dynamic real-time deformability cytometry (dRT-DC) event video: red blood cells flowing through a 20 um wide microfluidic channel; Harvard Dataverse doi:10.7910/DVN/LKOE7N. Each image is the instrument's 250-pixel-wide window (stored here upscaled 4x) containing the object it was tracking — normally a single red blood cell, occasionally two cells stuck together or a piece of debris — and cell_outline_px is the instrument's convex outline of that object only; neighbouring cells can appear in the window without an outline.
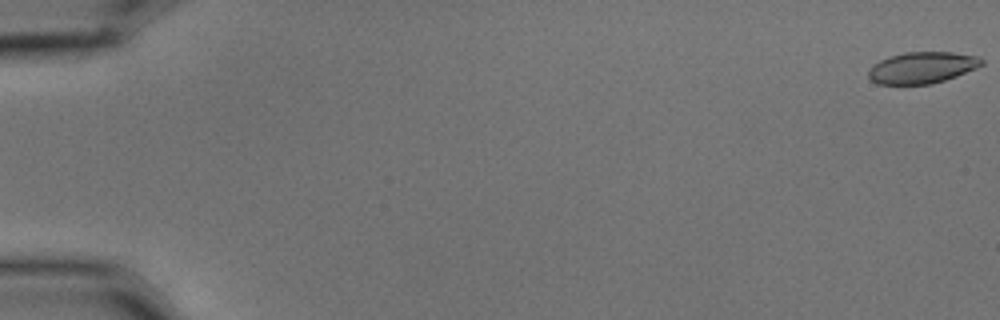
{"species": "common noctule bat (a hibernating species)", "species_latin": "Nyctalus noctula", "temperature_condition": "cold", "stored_images_in_passage": 6, "camera_frame_rate_fps": 3000, "um_per_image_px": 0.085, "animal": {"sex": "male", "body_mass_g": 15.6}, "frame": {"image": 1, "passage_image": 1, "time_ms": 0.0, "image_size_px": [1000, 320], "cell_outline_px": [[984, 64], [976, 68], [956, 76], [932, 84], [876, 84], [868, 76], [868, 68], [872, 64], [888, 56], [904, 52], [952, 52], [980, 56], [984, 60]], "centroid_in_image_um": [78.37, 5.74], "position_along_channel_um": 6.6, "area_um2": 20.98}}
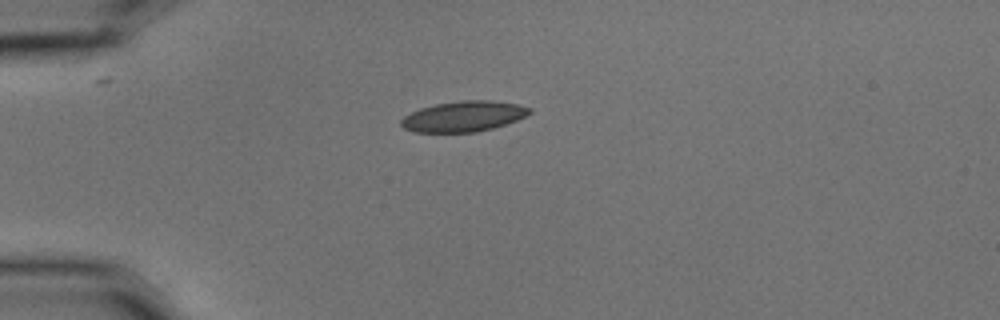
{"frame": {"image": 2, "passage_image": 4, "time_ms": 1.0, "image_size_px": [1000, 320], "cell_outline_px": [[532, 112], [516, 120], [492, 128], [476, 132], [416, 132], [404, 128], [400, 124], [400, 120], [404, 116], [420, 108], [436, 104], [460, 100], [492, 100], [516, 104], [532, 108]], "centroid_in_image_um": [39.39, 9.88], "position_along_channel_um": 45.6, "area_um2": 22.72}}
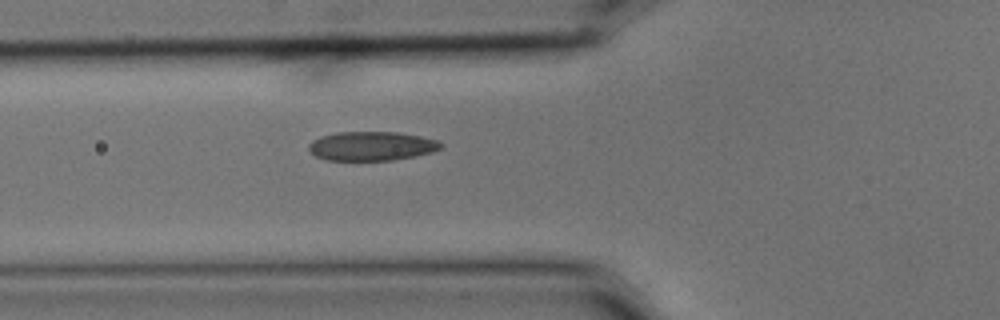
{"frame": {"image": 3, "passage_image": 6, "time_ms": 1.667, "image_size_px": [1000, 320], "cell_outline_px": [[444, 144], [440, 148], [432, 152], [416, 156], [392, 160], [324, 160], [316, 156], [308, 148], [308, 144], [312, 140], [320, 136], [336, 132], [396, 132], [420, 136], [440, 140]], "centroid_in_image_um": [31.59, 12.41], "position_along_channel_um": 94.2, "area_um2": 22.54}}